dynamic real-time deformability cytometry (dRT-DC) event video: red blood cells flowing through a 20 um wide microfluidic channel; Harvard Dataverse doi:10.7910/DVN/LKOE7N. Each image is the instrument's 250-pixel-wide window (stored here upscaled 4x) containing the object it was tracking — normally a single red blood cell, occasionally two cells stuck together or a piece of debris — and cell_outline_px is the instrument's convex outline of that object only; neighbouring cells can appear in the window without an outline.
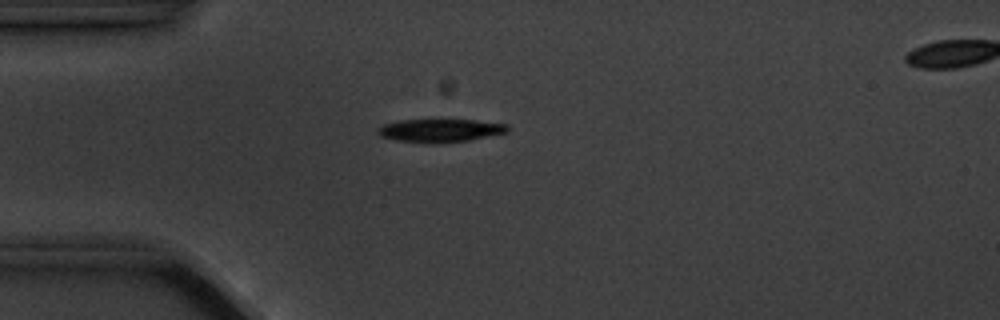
{"species": "common noctule bat (a hibernating species)", "species_latin": "Nyctalus noctula", "temperature_condition": "cold", "stored_images_in_passage": 8, "camera_frame_rate_fps": 3000, "um_per_image_px": 0.085, "animal": {"sex": "male", "body_mass_g": 20.1, "forearm_length_mm": 53.5}, "frame": {"image": 1, "passage_image": 4, "time_ms": 4.333, "image_size_px": [1000, 320], "cell_outline_px": [[508, 132], [468, 140], [432, 144], [396, 140], [380, 136], [376, 132], [376, 128], [384, 124], [400, 120], [476, 120], [508, 124]], "centroid_in_image_um": [37.38, 11.09], "position_along_channel_um": 47.6, "area_um2": 17.51}}